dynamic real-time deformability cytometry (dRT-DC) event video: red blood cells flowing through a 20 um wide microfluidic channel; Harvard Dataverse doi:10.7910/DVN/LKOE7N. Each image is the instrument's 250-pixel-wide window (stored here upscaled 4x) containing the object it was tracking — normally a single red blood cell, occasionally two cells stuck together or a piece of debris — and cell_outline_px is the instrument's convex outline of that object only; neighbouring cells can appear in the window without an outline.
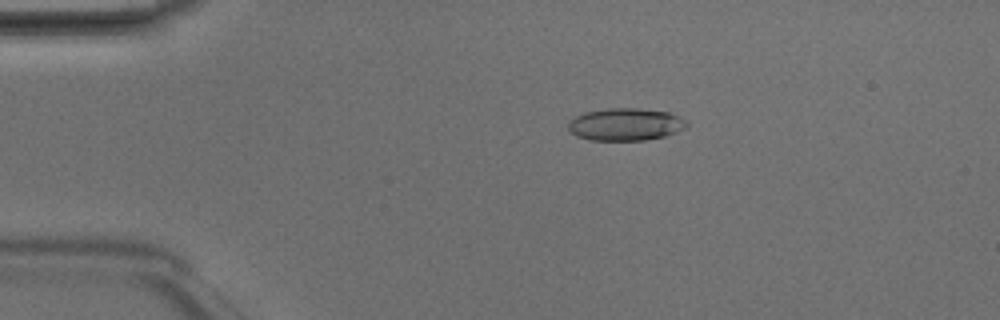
{"species": "Egyptian fruit bat (a non-hibernating species)", "species_latin": "Rousettus aegyptiacus", "temperature_condition": "room temperature", "stored_images_in_passage": 49, "camera_frame_rate_fps": 3000, "um_per_image_px": 0.085, "animal": {"sex": "male"}, "frame": {"image": 1, "passage_image": 10, "time_ms": 3.0, "image_size_px": [1000, 320], "cell_outline_px": [[688, 124], [684, 128], [664, 136], [644, 140], [588, 140], [576, 136], [568, 128], [568, 120], [584, 112], [608, 108], [640, 108], [668, 112], [680, 116]], "centroid_in_image_um": [53.13, 10.56], "position_along_channel_um": 31.9, "area_um2": 22.37}}
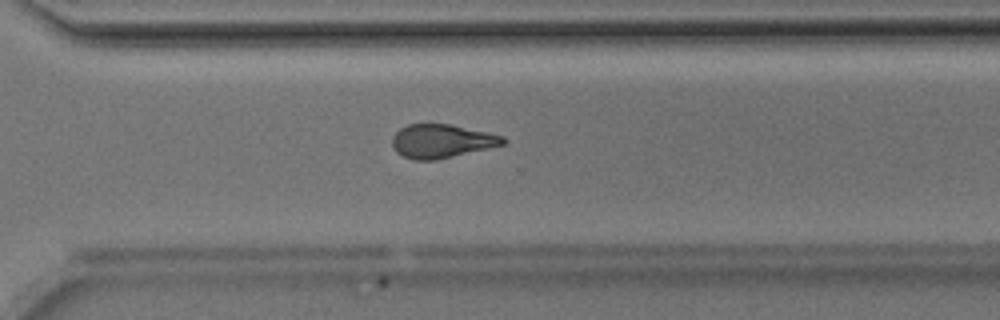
{"frame": {"image": 2, "passage_image": 35, "time_ms": 11.333, "image_size_px": [1000, 320], "cell_outline_px": [[508, 140], [504, 144], [488, 148], [436, 160], [412, 160], [396, 152], [392, 144], [392, 136], [400, 128], [408, 124], [452, 124], [488, 132], [504, 136]], "centroid_in_image_um": [37.54, 11.99], "position_along_channel_um": 333.1, "area_um2": 21.79}}
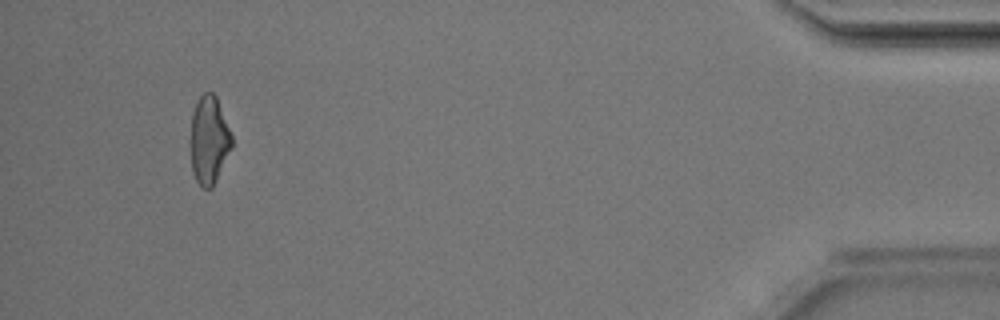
{"frame": {"image": 3, "passage_image": 46, "time_ms": 15.0, "image_size_px": [1000, 320], "cell_outline_px": [[232, 148], [212, 188], [204, 188], [196, 180], [192, 172], [192, 112], [200, 96], [204, 92], [212, 92], [216, 96], [232, 136]], "centroid_in_image_um": [17.79, 11.9], "position_along_channel_um": 417.4, "area_um2": 20.69}, "authors_computed_cell_mechanics": {"area_um2": 21.9062, "velocity_mm_per_s": 4.215, "shape_relaxation_time_tau1_ms": 6.8776, "shape_relaxation_time_tau2_ms": 2.2618, "deformation_change_tau1": 0.1931, "deformation_change_tau2": 0.0948}}